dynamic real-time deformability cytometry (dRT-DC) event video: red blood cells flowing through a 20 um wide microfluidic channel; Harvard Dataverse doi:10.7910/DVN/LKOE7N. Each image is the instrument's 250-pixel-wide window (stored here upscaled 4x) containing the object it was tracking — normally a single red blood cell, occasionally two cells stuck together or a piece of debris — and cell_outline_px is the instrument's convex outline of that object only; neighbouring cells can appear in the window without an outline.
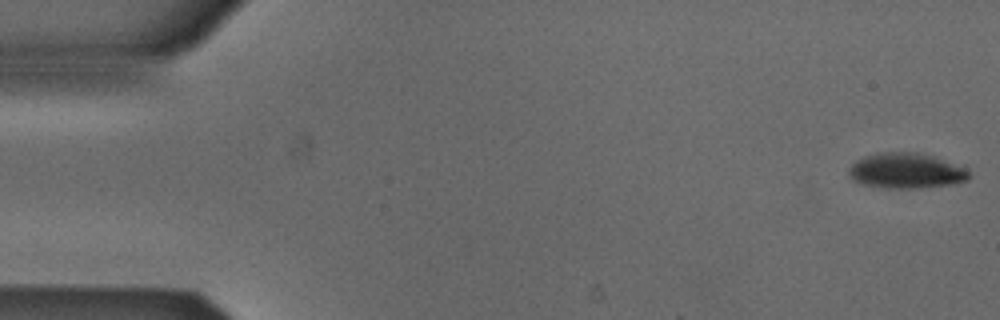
{"species": "Egyptian fruit bat (a non-hibernating species)", "species_latin": "Rousettus aegyptiacus", "temperature_condition": "cold", "stored_images_in_passage": 4, "camera_frame_rate_fps": 3000, "um_per_image_px": 0.085, "animal": {"sex": "male"}, "frame": {"image": 1, "passage_image": 1, "time_ms": 0.0, "image_size_px": [1000, 320], "cell_outline_px": [[972, 176], [968, 180], [952, 184], [920, 188], [884, 188], [864, 184], [852, 180], [848, 176], [848, 168], [856, 160], [864, 156], [876, 152], [916, 152], [932, 156], [964, 168]], "centroid_in_image_um": [76.97, 14.52], "position_along_channel_um": 8.0, "area_um2": 24.8}}